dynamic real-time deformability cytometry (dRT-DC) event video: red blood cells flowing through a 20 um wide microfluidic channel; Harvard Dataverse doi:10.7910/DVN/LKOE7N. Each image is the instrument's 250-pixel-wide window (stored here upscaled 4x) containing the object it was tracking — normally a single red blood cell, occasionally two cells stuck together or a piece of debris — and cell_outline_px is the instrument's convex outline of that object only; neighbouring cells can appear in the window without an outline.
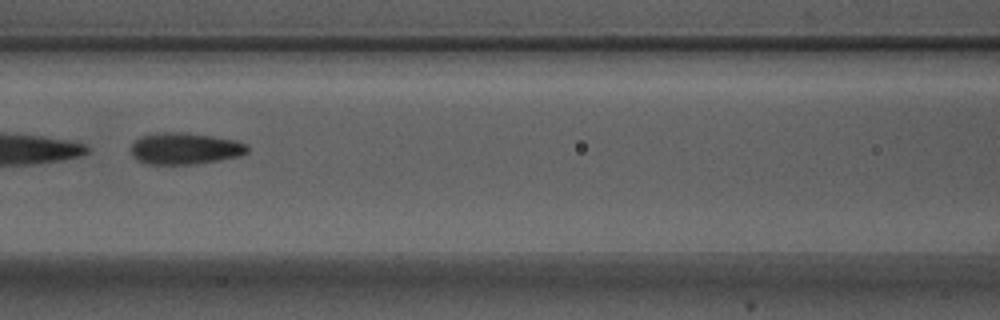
{"species": "Egyptian fruit bat (a non-hibernating species)", "species_latin": "Rousettus aegyptiacus", "temperature_condition": "warm", "stored_images_in_passage": 6, "camera_frame_rate_fps": 3000, "um_per_image_px": 0.085, "animal": {"sex": "male"}, "frame": {"image": 1, "passage_image": 3, "time_ms": 0.667, "image_size_px": [1000, 320], "cell_outline_px": [[248, 152], [240, 156], [220, 160], [192, 164], [144, 164], [136, 160], [132, 152], [132, 144], [140, 136], [164, 132], [184, 132], [212, 136], [236, 140], [248, 144]], "centroid_in_image_um": [15.74, 12.63], "position_along_channel_um": 150.9, "area_um2": 21.5}}
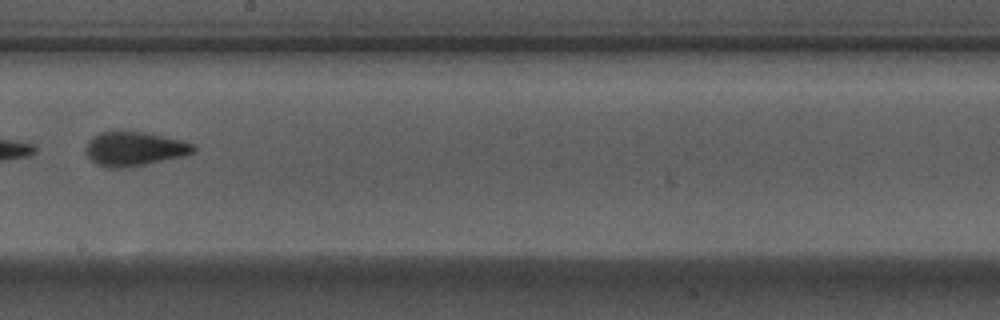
{"frame": {"image": 2, "passage_image": 5, "time_ms": 1.333, "image_size_px": [1000, 320], "cell_outline_px": [[196, 148], [192, 152], [184, 156], [144, 164], [120, 168], [108, 168], [96, 164], [84, 152], [84, 148], [88, 140], [92, 136], [100, 132], [116, 128], [152, 132], [184, 140], [192, 144]], "centroid_in_image_um": [11.37, 12.58], "position_along_channel_um": 236.8, "area_um2": 22.31}}
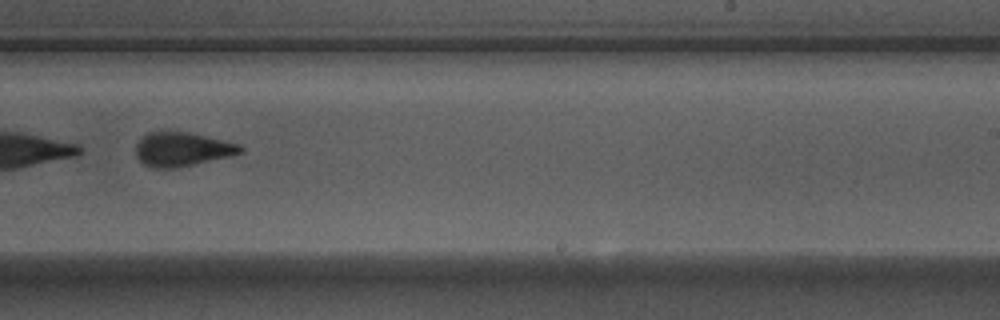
{"frame": {"image": 3, "passage_image": 6, "time_ms": 1.667, "image_size_px": [1000, 320], "cell_outline_px": [[244, 152], [228, 156], [192, 164], [172, 168], [152, 168], [144, 164], [136, 156], [136, 144], [148, 132], [188, 132], [240, 144], [244, 148]], "centroid_in_image_um": [15.47, 12.68], "position_along_channel_um": 273.5, "area_um2": 20.35}}